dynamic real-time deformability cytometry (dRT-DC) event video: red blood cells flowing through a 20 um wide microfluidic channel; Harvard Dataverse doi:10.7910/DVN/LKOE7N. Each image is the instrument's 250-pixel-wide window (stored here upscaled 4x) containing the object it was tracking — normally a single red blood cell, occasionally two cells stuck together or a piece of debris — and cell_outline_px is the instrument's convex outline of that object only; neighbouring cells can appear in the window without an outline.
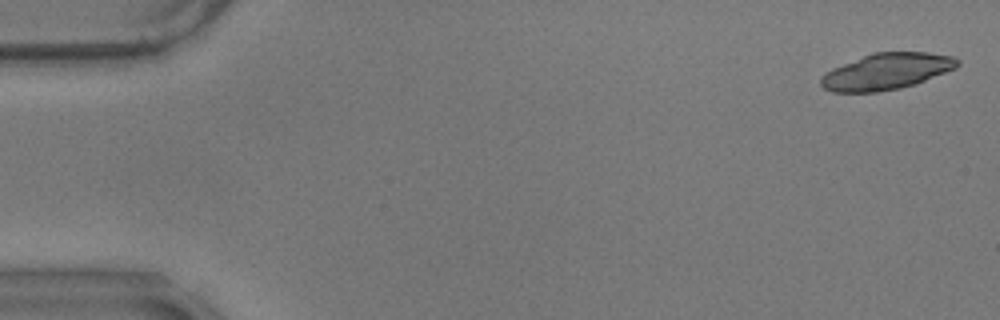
{"species": "common noctule bat (a hibernating species)", "species_latin": "Nyctalus noctula", "temperature_condition": "warm", "stored_images_in_passage": 55, "camera_frame_rate_fps": 3000, "um_per_image_px": 0.085, "animal": {"sex": "male", "body_mass_g": 17.9}, "frame": {"image": 1, "passage_image": 1, "time_ms": 0.0, "image_size_px": [1000, 320], "cell_outline_px": [[960, 64], [956, 68], [916, 84], [900, 88], [876, 92], [832, 92], [824, 88], [820, 84], [820, 76], [832, 68], [872, 52], [928, 52], [952, 56], [960, 60]], "centroid_in_image_um": [75.35, 6.07], "position_along_channel_um": 9.6, "area_um2": 29.02}}